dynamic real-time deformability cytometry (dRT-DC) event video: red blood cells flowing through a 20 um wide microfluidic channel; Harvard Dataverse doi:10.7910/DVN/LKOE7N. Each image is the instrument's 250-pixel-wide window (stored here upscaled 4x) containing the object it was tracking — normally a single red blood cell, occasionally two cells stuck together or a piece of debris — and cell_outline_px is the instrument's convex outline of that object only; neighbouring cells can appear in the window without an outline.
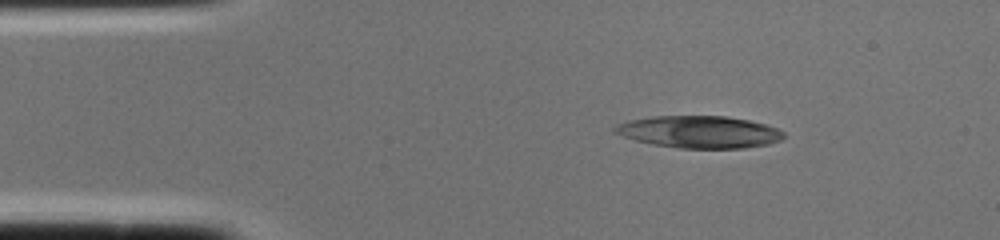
{"species": "common noctule bat (a hibernating species)", "species_latin": "Nyctalus noctula", "temperature_condition": "cold", "stored_images_in_passage": 1, "camera_frame_rate_fps": 3000, "um_per_image_px": 0.085, "animal": {"sex": "female", "body_mass_g": 22.0, "forearm_length_mm": 56.7}, "frame": {"image": 1, "passage_image": 1, "time_ms": 0.0, "image_size_px": [1000, 240], "cell_outline_px": [[784, 136], [780, 140], [768, 144], [744, 148], [680, 148], [652, 144], [636, 140], [612, 132], [612, 128], [616, 124], [628, 120], [652, 116], [724, 116], [748, 120], [764, 124], [776, 128], [784, 132]], "centroid_in_image_um": [59.4, 11.21], "position_along_channel_um": 25.6, "area_um2": 31.56}}